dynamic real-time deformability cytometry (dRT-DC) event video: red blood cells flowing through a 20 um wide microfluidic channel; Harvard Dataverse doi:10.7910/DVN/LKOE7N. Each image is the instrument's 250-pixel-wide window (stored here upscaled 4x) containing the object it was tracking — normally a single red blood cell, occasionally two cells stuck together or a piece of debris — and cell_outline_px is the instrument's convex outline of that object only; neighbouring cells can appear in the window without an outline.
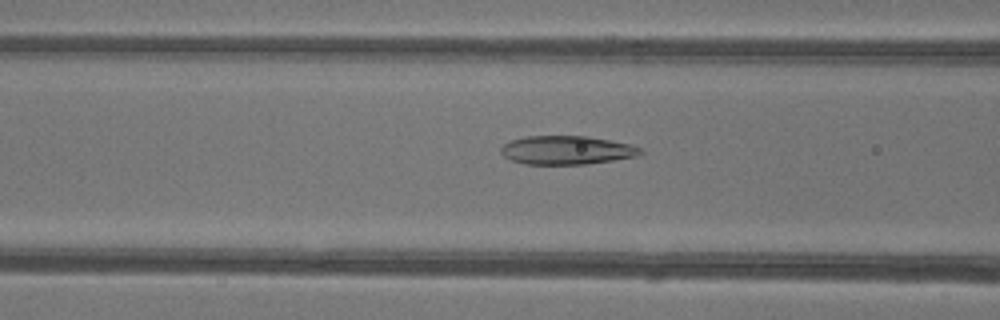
{"species": "common noctule bat (a hibernating species)", "species_latin": "Nyctalus noctula", "temperature_condition": "warm", "stored_images_in_passage": 50, "camera_frame_rate_fps": 3000, "um_per_image_px": 0.085, "animal": {"sex": "female"}, "frame": {"image": 1, "passage_image": 21, "time_ms": 6.667, "image_size_px": [1000, 320], "cell_outline_px": [[644, 152], [636, 156], [588, 164], [524, 164], [512, 160], [504, 156], [500, 152], [500, 148], [504, 144], [512, 140], [524, 136], [584, 136], [608, 140], [628, 144], [644, 148]], "centroid_in_image_um": [48.16, 12.76], "position_along_channel_um": 118.4, "area_um2": 23.18}}
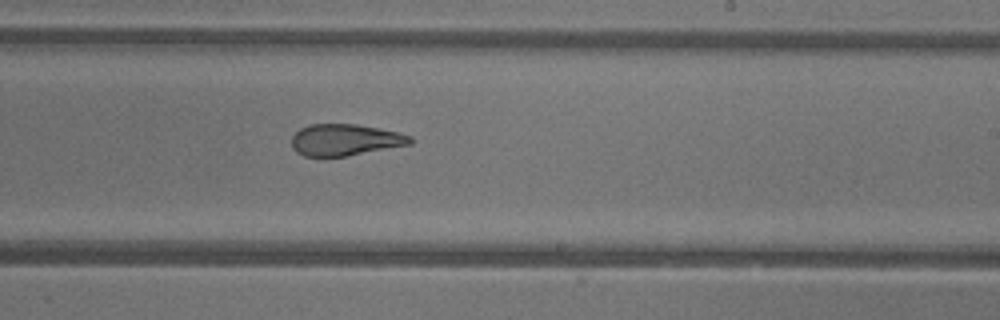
{"frame": {"image": 2, "passage_image": 31, "time_ms": 10.0, "image_size_px": [1000, 320], "cell_outline_px": [[416, 140], [412, 144], [344, 156], [304, 156], [296, 152], [292, 148], [292, 136], [300, 128], [308, 124], [356, 124], [400, 132], [412, 136]], "centroid_in_image_um": [29.36, 11.88], "position_along_channel_um": 259.6, "area_um2": 21.91}}
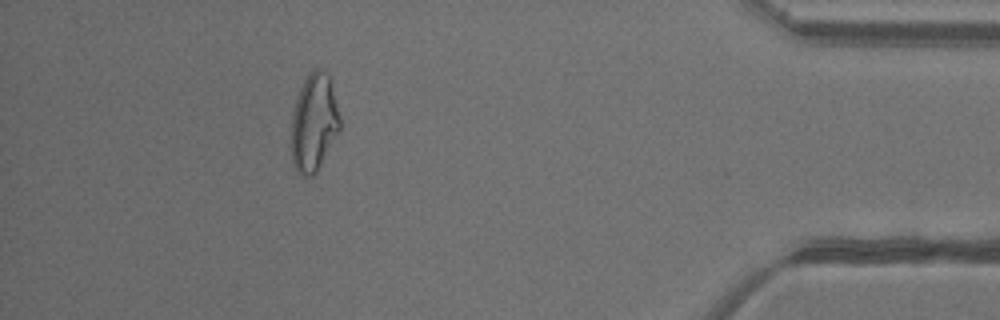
{"frame": {"image": 3, "passage_image": 45, "time_ms": 14.667, "image_size_px": [1000, 320], "cell_outline_px": [[340, 132], [316, 172], [312, 176], [304, 176], [296, 172], [292, 164], [288, 144], [288, 140], [292, 112], [296, 96], [308, 72], [312, 68], [320, 68], [328, 76], [332, 84], [340, 116]], "centroid_in_image_um": [26.63, 10.45], "position_along_channel_um": 408.6, "area_um2": 28.78}, "authors_computed_cell_mechanics": {"area_um2": 26.6458, "velocity_mm_per_s": 4.2361, "shape_relaxation_time_tau1_ms": null, "shape_relaxation_time_tau2_ms": 2.1013, "deformation_change_tau1": null, "deformation_change_tau2": 0.099}}